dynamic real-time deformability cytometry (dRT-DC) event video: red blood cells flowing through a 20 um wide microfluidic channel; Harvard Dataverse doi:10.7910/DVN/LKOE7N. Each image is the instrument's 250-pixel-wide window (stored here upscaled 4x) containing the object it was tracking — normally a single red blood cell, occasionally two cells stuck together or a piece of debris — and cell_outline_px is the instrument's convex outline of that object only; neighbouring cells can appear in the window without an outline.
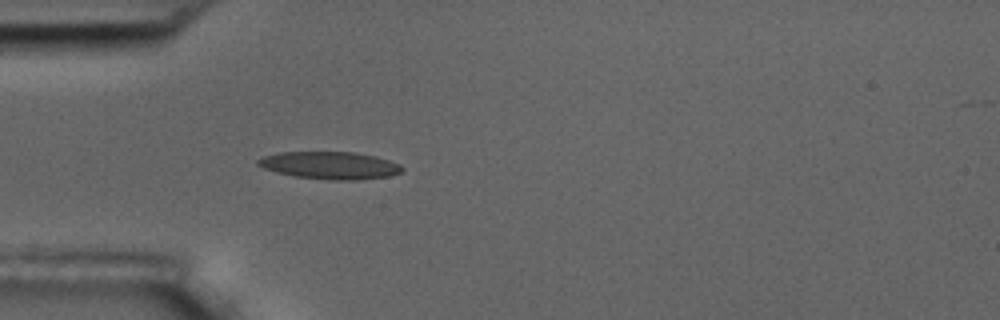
{"species": "common noctule bat (a hibernating species)", "species_latin": "Nyctalus noctula", "temperature_condition": "room temperature", "stored_images_in_passage": 6, "camera_frame_rate_fps": 3000, "um_per_image_px": 0.085, "animal": {"sex": "male", "body_mass_g": 17.5, "forearm_length_mm": 52.3}, "frame": {"image": 1, "passage_image": 6, "time_ms": 6.667, "image_size_px": [1000, 320], "cell_outline_px": [[404, 168], [400, 172], [388, 176], [356, 180], [332, 180], [296, 176], [276, 172], [264, 168], [256, 164], [256, 160], [264, 156], [280, 152], [356, 152], [376, 156], [400, 164]], "centroid_in_image_um": [28.04, 14.05], "position_along_channel_um": 57.0, "area_um2": 22.95}}